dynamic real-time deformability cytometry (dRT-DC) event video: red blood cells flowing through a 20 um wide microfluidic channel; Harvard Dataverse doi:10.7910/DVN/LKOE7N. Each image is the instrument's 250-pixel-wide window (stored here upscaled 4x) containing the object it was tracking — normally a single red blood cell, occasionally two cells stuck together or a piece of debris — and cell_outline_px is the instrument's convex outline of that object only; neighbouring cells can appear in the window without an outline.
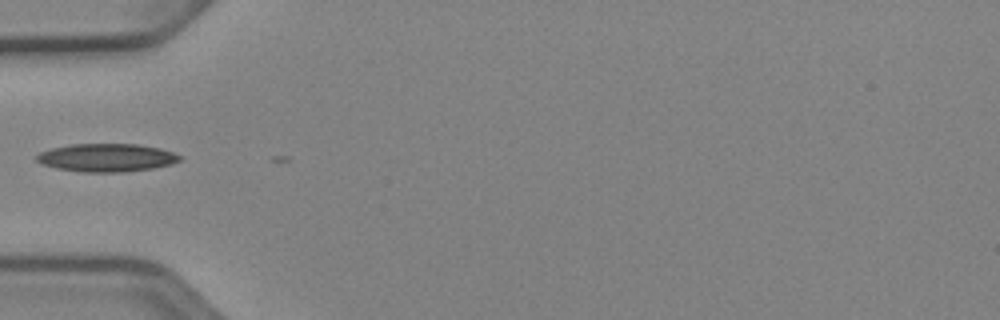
{"species": "Egyptian fruit bat (a non-hibernating species)", "species_latin": "Rousettus aegyptiacus", "temperature_condition": "cold", "stored_images_in_passage": 4, "camera_frame_rate_fps": 3000, "um_per_image_px": 0.085, "animal": {"sex": "female"}, "frame": {"image": 1, "passage_image": 1, "time_ms": 0.0, "image_size_px": [1000, 320], "cell_outline_px": [[180, 160], [172, 164], [152, 168], [124, 172], [84, 172], [56, 168], [40, 164], [36, 160], [36, 156], [40, 152], [52, 148], [72, 144], [136, 144], [160, 148], [172, 152], [180, 156]], "centroid_in_image_um": [9.04, 13.4], "position_along_channel_um": 76.0, "area_um2": 23.35}}